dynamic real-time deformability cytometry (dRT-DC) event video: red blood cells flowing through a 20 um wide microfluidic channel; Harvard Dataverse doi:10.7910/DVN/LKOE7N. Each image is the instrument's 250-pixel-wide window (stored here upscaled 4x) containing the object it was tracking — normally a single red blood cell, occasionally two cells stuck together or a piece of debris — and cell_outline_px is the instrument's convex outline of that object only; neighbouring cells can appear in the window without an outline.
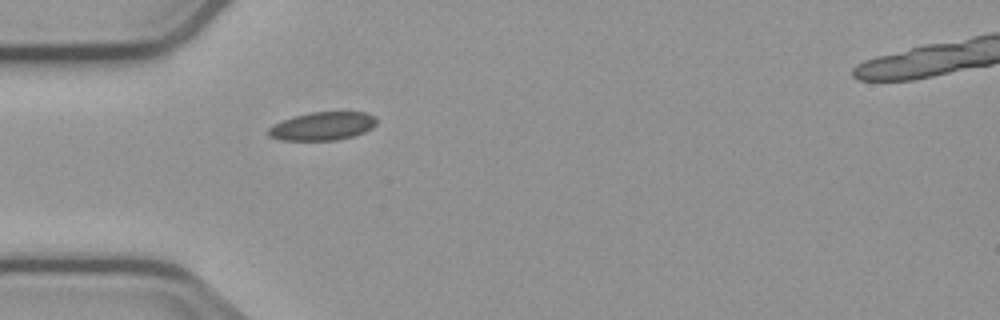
{"species": "common noctule bat (a hibernating species)", "species_latin": "Nyctalus noctula", "temperature_condition": "cold", "stored_images_in_passage": 2, "camera_frame_rate_fps": 3000, "um_per_image_px": 0.085, "animal": {"sex": "male", "body_mass_g": 23.1, "forearm_length_mm": 52.7}, "frame": {"image": 1, "passage_image": 1, "time_ms": 0.0, "image_size_px": [1000, 320], "cell_outline_px": [[376, 124], [372, 128], [364, 132], [352, 136], [336, 140], [280, 140], [268, 136], [268, 128], [272, 124], [292, 116], [312, 112], [368, 112], [376, 116]], "centroid_in_image_um": [27.4, 10.71], "position_along_channel_um": 57.6, "area_um2": 17.98}}